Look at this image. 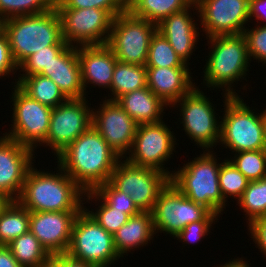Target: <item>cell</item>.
<instances>
[{"instance_id":"c3c4849f","label":"cell","mask_w":266,"mask_h":267,"mask_svg":"<svg viewBox=\"0 0 266 267\" xmlns=\"http://www.w3.org/2000/svg\"><path fill=\"white\" fill-rule=\"evenodd\" d=\"M13 200L6 194L0 192V214L9 206Z\"/></svg>"},{"instance_id":"2e32d148","label":"cell","mask_w":266,"mask_h":267,"mask_svg":"<svg viewBox=\"0 0 266 267\" xmlns=\"http://www.w3.org/2000/svg\"><path fill=\"white\" fill-rule=\"evenodd\" d=\"M198 17L206 38L244 33L249 21V0H203Z\"/></svg>"},{"instance_id":"8fae6325","label":"cell","mask_w":266,"mask_h":267,"mask_svg":"<svg viewBox=\"0 0 266 267\" xmlns=\"http://www.w3.org/2000/svg\"><path fill=\"white\" fill-rule=\"evenodd\" d=\"M180 108L181 124L186 135L202 149L212 150L214 145L220 141L221 122L217 121L218 115L202 90L194 87L188 94L184 95L173 106ZM216 114V115H215ZM211 148V149H209Z\"/></svg>"},{"instance_id":"9a60e30c","label":"cell","mask_w":266,"mask_h":267,"mask_svg":"<svg viewBox=\"0 0 266 267\" xmlns=\"http://www.w3.org/2000/svg\"><path fill=\"white\" fill-rule=\"evenodd\" d=\"M87 104L86 97L68 99L52 109L46 145L56 157L92 126L93 109Z\"/></svg>"},{"instance_id":"ee69618b","label":"cell","mask_w":266,"mask_h":267,"mask_svg":"<svg viewBox=\"0 0 266 267\" xmlns=\"http://www.w3.org/2000/svg\"><path fill=\"white\" fill-rule=\"evenodd\" d=\"M253 17L266 22V0H249V20Z\"/></svg>"},{"instance_id":"ac0fdd59","label":"cell","mask_w":266,"mask_h":267,"mask_svg":"<svg viewBox=\"0 0 266 267\" xmlns=\"http://www.w3.org/2000/svg\"><path fill=\"white\" fill-rule=\"evenodd\" d=\"M79 212H30L29 230L51 256L66 254Z\"/></svg>"},{"instance_id":"8992f818","label":"cell","mask_w":266,"mask_h":267,"mask_svg":"<svg viewBox=\"0 0 266 267\" xmlns=\"http://www.w3.org/2000/svg\"><path fill=\"white\" fill-rule=\"evenodd\" d=\"M224 115L220 127L219 143L238 153L266 149L264 119L262 113L244 103L240 96H229L224 93Z\"/></svg>"},{"instance_id":"277c9868","label":"cell","mask_w":266,"mask_h":267,"mask_svg":"<svg viewBox=\"0 0 266 267\" xmlns=\"http://www.w3.org/2000/svg\"><path fill=\"white\" fill-rule=\"evenodd\" d=\"M207 39L212 47L204 65V83L213 90L215 87L224 88L225 94L231 97L240 96L232 86L234 82L244 79L249 71L250 60L244 34L217 35Z\"/></svg>"},{"instance_id":"5bb4252c","label":"cell","mask_w":266,"mask_h":267,"mask_svg":"<svg viewBox=\"0 0 266 267\" xmlns=\"http://www.w3.org/2000/svg\"><path fill=\"white\" fill-rule=\"evenodd\" d=\"M210 211L185 197L171 182L159 193L151 211L155 233L176 236L184 226L202 220Z\"/></svg>"},{"instance_id":"5b68a950","label":"cell","mask_w":266,"mask_h":267,"mask_svg":"<svg viewBox=\"0 0 266 267\" xmlns=\"http://www.w3.org/2000/svg\"><path fill=\"white\" fill-rule=\"evenodd\" d=\"M214 155L212 150H206V152L204 150L200 156L184 164L183 168L172 171L170 182L185 197L219 216L227 205L219 188V171L222 162H216V155Z\"/></svg>"},{"instance_id":"7402d4cb","label":"cell","mask_w":266,"mask_h":267,"mask_svg":"<svg viewBox=\"0 0 266 267\" xmlns=\"http://www.w3.org/2000/svg\"><path fill=\"white\" fill-rule=\"evenodd\" d=\"M39 74L50 78L68 99L86 96L76 46L67 45Z\"/></svg>"},{"instance_id":"836d02e7","label":"cell","mask_w":266,"mask_h":267,"mask_svg":"<svg viewBox=\"0 0 266 267\" xmlns=\"http://www.w3.org/2000/svg\"><path fill=\"white\" fill-rule=\"evenodd\" d=\"M249 182L229 159H224L220 165L219 188L225 202H227L228 197L239 200Z\"/></svg>"},{"instance_id":"6da1fadb","label":"cell","mask_w":266,"mask_h":267,"mask_svg":"<svg viewBox=\"0 0 266 267\" xmlns=\"http://www.w3.org/2000/svg\"><path fill=\"white\" fill-rule=\"evenodd\" d=\"M57 160L67 175L87 192L108 182L122 159L91 126L63 150Z\"/></svg>"},{"instance_id":"d590c367","label":"cell","mask_w":266,"mask_h":267,"mask_svg":"<svg viewBox=\"0 0 266 267\" xmlns=\"http://www.w3.org/2000/svg\"><path fill=\"white\" fill-rule=\"evenodd\" d=\"M55 8V0H0V17L7 19L34 15Z\"/></svg>"},{"instance_id":"cb8c5ba5","label":"cell","mask_w":266,"mask_h":267,"mask_svg":"<svg viewBox=\"0 0 266 267\" xmlns=\"http://www.w3.org/2000/svg\"><path fill=\"white\" fill-rule=\"evenodd\" d=\"M116 102L138 125L162 121L164 107L167 108V104L147 86L120 96Z\"/></svg>"},{"instance_id":"7a4b0ae2","label":"cell","mask_w":266,"mask_h":267,"mask_svg":"<svg viewBox=\"0 0 266 267\" xmlns=\"http://www.w3.org/2000/svg\"><path fill=\"white\" fill-rule=\"evenodd\" d=\"M58 173L32 166L17 201L29 212L81 211L85 191L57 164ZM83 205V206H82Z\"/></svg>"},{"instance_id":"7dc6e473","label":"cell","mask_w":266,"mask_h":267,"mask_svg":"<svg viewBox=\"0 0 266 267\" xmlns=\"http://www.w3.org/2000/svg\"><path fill=\"white\" fill-rule=\"evenodd\" d=\"M242 259V260H241ZM219 267H250L248 262L245 260L243 261V258L233 259L232 261L226 262L224 265H220Z\"/></svg>"},{"instance_id":"681fc988","label":"cell","mask_w":266,"mask_h":267,"mask_svg":"<svg viewBox=\"0 0 266 267\" xmlns=\"http://www.w3.org/2000/svg\"><path fill=\"white\" fill-rule=\"evenodd\" d=\"M69 267H99L89 263H84L69 257Z\"/></svg>"},{"instance_id":"ffe728a7","label":"cell","mask_w":266,"mask_h":267,"mask_svg":"<svg viewBox=\"0 0 266 267\" xmlns=\"http://www.w3.org/2000/svg\"><path fill=\"white\" fill-rule=\"evenodd\" d=\"M194 8V9H192ZM190 9V10H189ZM191 9L198 10L197 6L189 5L181 11L166 17L157 25V32L166 38L181 60L189 65V58L197 45L199 27L190 15Z\"/></svg>"},{"instance_id":"60d3db41","label":"cell","mask_w":266,"mask_h":267,"mask_svg":"<svg viewBox=\"0 0 266 267\" xmlns=\"http://www.w3.org/2000/svg\"><path fill=\"white\" fill-rule=\"evenodd\" d=\"M244 36L247 41L248 56L261 63L266 64V25L258 26L252 29H245Z\"/></svg>"},{"instance_id":"9c48e42d","label":"cell","mask_w":266,"mask_h":267,"mask_svg":"<svg viewBox=\"0 0 266 267\" xmlns=\"http://www.w3.org/2000/svg\"><path fill=\"white\" fill-rule=\"evenodd\" d=\"M14 87L10 98L13 101L12 129L3 135L35 150L39 144H46L52 108L30 98L17 85Z\"/></svg>"},{"instance_id":"44dd1931","label":"cell","mask_w":266,"mask_h":267,"mask_svg":"<svg viewBox=\"0 0 266 267\" xmlns=\"http://www.w3.org/2000/svg\"><path fill=\"white\" fill-rule=\"evenodd\" d=\"M77 54L85 94L89 83L110 90L117 62L112 50L106 44L78 46Z\"/></svg>"},{"instance_id":"30bf717a","label":"cell","mask_w":266,"mask_h":267,"mask_svg":"<svg viewBox=\"0 0 266 267\" xmlns=\"http://www.w3.org/2000/svg\"><path fill=\"white\" fill-rule=\"evenodd\" d=\"M109 182L117 190L130 195L140 211L151 212L159 193L170 182V178L158 170L135 166L126 160H120Z\"/></svg>"},{"instance_id":"f35d334b","label":"cell","mask_w":266,"mask_h":267,"mask_svg":"<svg viewBox=\"0 0 266 267\" xmlns=\"http://www.w3.org/2000/svg\"><path fill=\"white\" fill-rule=\"evenodd\" d=\"M66 46H48L39 52L30 55L19 66L18 69L23 74L20 77H28L31 75L39 74L44 68L49 65ZM25 73V74H24Z\"/></svg>"},{"instance_id":"ba28073f","label":"cell","mask_w":266,"mask_h":267,"mask_svg":"<svg viewBox=\"0 0 266 267\" xmlns=\"http://www.w3.org/2000/svg\"><path fill=\"white\" fill-rule=\"evenodd\" d=\"M156 31V24L126 11L113 19L106 45L112 50L117 61L146 65L150 41Z\"/></svg>"},{"instance_id":"7bdbcfd3","label":"cell","mask_w":266,"mask_h":267,"mask_svg":"<svg viewBox=\"0 0 266 267\" xmlns=\"http://www.w3.org/2000/svg\"><path fill=\"white\" fill-rule=\"evenodd\" d=\"M248 227L252 240L266 256V216L255 219L248 224Z\"/></svg>"},{"instance_id":"4316f807","label":"cell","mask_w":266,"mask_h":267,"mask_svg":"<svg viewBox=\"0 0 266 267\" xmlns=\"http://www.w3.org/2000/svg\"><path fill=\"white\" fill-rule=\"evenodd\" d=\"M147 86L145 65L116 62L110 87L113 95L109 100L116 101L120 96Z\"/></svg>"},{"instance_id":"f5cc1de1","label":"cell","mask_w":266,"mask_h":267,"mask_svg":"<svg viewBox=\"0 0 266 267\" xmlns=\"http://www.w3.org/2000/svg\"><path fill=\"white\" fill-rule=\"evenodd\" d=\"M4 20L0 17V33L3 31Z\"/></svg>"},{"instance_id":"484cf974","label":"cell","mask_w":266,"mask_h":267,"mask_svg":"<svg viewBox=\"0 0 266 267\" xmlns=\"http://www.w3.org/2000/svg\"><path fill=\"white\" fill-rule=\"evenodd\" d=\"M15 84L30 98L52 109L68 100L59 86L40 74L18 77Z\"/></svg>"},{"instance_id":"603a6c76","label":"cell","mask_w":266,"mask_h":267,"mask_svg":"<svg viewBox=\"0 0 266 267\" xmlns=\"http://www.w3.org/2000/svg\"><path fill=\"white\" fill-rule=\"evenodd\" d=\"M146 71L147 87L169 107L195 87L188 67H146Z\"/></svg>"},{"instance_id":"e0dca14e","label":"cell","mask_w":266,"mask_h":267,"mask_svg":"<svg viewBox=\"0 0 266 267\" xmlns=\"http://www.w3.org/2000/svg\"><path fill=\"white\" fill-rule=\"evenodd\" d=\"M102 103L92 111V126L123 159L129 154L138 124L116 101L105 99Z\"/></svg>"},{"instance_id":"816d5d0a","label":"cell","mask_w":266,"mask_h":267,"mask_svg":"<svg viewBox=\"0 0 266 267\" xmlns=\"http://www.w3.org/2000/svg\"><path fill=\"white\" fill-rule=\"evenodd\" d=\"M262 116H263V119H264V133H265V144H266V109L263 110L262 112Z\"/></svg>"},{"instance_id":"d4e9b609","label":"cell","mask_w":266,"mask_h":267,"mask_svg":"<svg viewBox=\"0 0 266 267\" xmlns=\"http://www.w3.org/2000/svg\"><path fill=\"white\" fill-rule=\"evenodd\" d=\"M156 235L152 213L140 211L138 214L130 216L128 221L122 225L114 234V246L120 257L125 253L148 244V241Z\"/></svg>"},{"instance_id":"4fadbf2b","label":"cell","mask_w":266,"mask_h":267,"mask_svg":"<svg viewBox=\"0 0 266 267\" xmlns=\"http://www.w3.org/2000/svg\"><path fill=\"white\" fill-rule=\"evenodd\" d=\"M56 11L61 21L62 37L67 45L78 47L107 43L114 19L107 10L87 8Z\"/></svg>"},{"instance_id":"74e56055","label":"cell","mask_w":266,"mask_h":267,"mask_svg":"<svg viewBox=\"0 0 266 267\" xmlns=\"http://www.w3.org/2000/svg\"><path fill=\"white\" fill-rule=\"evenodd\" d=\"M111 208L124 210L129 216L140 212L130 195L117 190L109 181L94 190Z\"/></svg>"},{"instance_id":"1f68e13d","label":"cell","mask_w":266,"mask_h":267,"mask_svg":"<svg viewBox=\"0 0 266 267\" xmlns=\"http://www.w3.org/2000/svg\"><path fill=\"white\" fill-rule=\"evenodd\" d=\"M146 67H188L160 33L152 36Z\"/></svg>"},{"instance_id":"ab89813d","label":"cell","mask_w":266,"mask_h":267,"mask_svg":"<svg viewBox=\"0 0 266 267\" xmlns=\"http://www.w3.org/2000/svg\"><path fill=\"white\" fill-rule=\"evenodd\" d=\"M215 220H218V215L209 212L202 220L192 222L187 226H184L183 229L174 237L178 238L177 240H180V242L182 241L186 244H189V242H198L202 239V237L204 239L205 235L208 236V233H210L209 229L211 228L212 223H215Z\"/></svg>"},{"instance_id":"3957f363","label":"cell","mask_w":266,"mask_h":267,"mask_svg":"<svg viewBox=\"0 0 266 267\" xmlns=\"http://www.w3.org/2000/svg\"><path fill=\"white\" fill-rule=\"evenodd\" d=\"M12 58L19 66L30 55L48 46H67L55 8L34 15L18 16L3 23Z\"/></svg>"},{"instance_id":"f6af8a7d","label":"cell","mask_w":266,"mask_h":267,"mask_svg":"<svg viewBox=\"0 0 266 267\" xmlns=\"http://www.w3.org/2000/svg\"><path fill=\"white\" fill-rule=\"evenodd\" d=\"M0 267H22L7 246H0Z\"/></svg>"},{"instance_id":"7c38bea8","label":"cell","mask_w":266,"mask_h":267,"mask_svg":"<svg viewBox=\"0 0 266 267\" xmlns=\"http://www.w3.org/2000/svg\"><path fill=\"white\" fill-rule=\"evenodd\" d=\"M168 127L164 120L138 125L126 161L135 166L158 170L171 178L172 173L164 169V163L174 154L177 142L174 133Z\"/></svg>"},{"instance_id":"f546056e","label":"cell","mask_w":266,"mask_h":267,"mask_svg":"<svg viewBox=\"0 0 266 267\" xmlns=\"http://www.w3.org/2000/svg\"><path fill=\"white\" fill-rule=\"evenodd\" d=\"M30 212L17 200L0 214V246H8L14 239L29 231Z\"/></svg>"},{"instance_id":"d6986e66","label":"cell","mask_w":266,"mask_h":267,"mask_svg":"<svg viewBox=\"0 0 266 267\" xmlns=\"http://www.w3.org/2000/svg\"><path fill=\"white\" fill-rule=\"evenodd\" d=\"M34 150L7 136L0 137V192L16 201L35 161ZM34 159V160H32Z\"/></svg>"},{"instance_id":"f907efd6","label":"cell","mask_w":266,"mask_h":267,"mask_svg":"<svg viewBox=\"0 0 266 267\" xmlns=\"http://www.w3.org/2000/svg\"><path fill=\"white\" fill-rule=\"evenodd\" d=\"M189 5L198 6L203 0H185Z\"/></svg>"},{"instance_id":"d6a6232c","label":"cell","mask_w":266,"mask_h":267,"mask_svg":"<svg viewBox=\"0 0 266 267\" xmlns=\"http://www.w3.org/2000/svg\"><path fill=\"white\" fill-rule=\"evenodd\" d=\"M84 199L92 202V200L101 202L99 204L96 212L84 208L107 232L114 234L122 225H124L128 219L129 215L124 212V210H119L116 208H111L94 190L87 191L84 194ZM87 197V198H85ZM98 199V200H97ZM101 205V206H100Z\"/></svg>"},{"instance_id":"bcb514c9","label":"cell","mask_w":266,"mask_h":267,"mask_svg":"<svg viewBox=\"0 0 266 267\" xmlns=\"http://www.w3.org/2000/svg\"><path fill=\"white\" fill-rule=\"evenodd\" d=\"M43 267H69V256L67 254L52 256L51 261Z\"/></svg>"},{"instance_id":"4dcf8cb0","label":"cell","mask_w":266,"mask_h":267,"mask_svg":"<svg viewBox=\"0 0 266 267\" xmlns=\"http://www.w3.org/2000/svg\"><path fill=\"white\" fill-rule=\"evenodd\" d=\"M237 203L246 212L247 223L266 216V178L250 181Z\"/></svg>"},{"instance_id":"f1b7e54d","label":"cell","mask_w":266,"mask_h":267,"mask_svg":"<svg viewBox=\"0 0 266 267\" xmlns=\"http://www.w3.org/2000/svg\"><path fill=\"white\" fill-rule=\"evenodd\" d=\"M7 247L22 267H43L52 259L30 230L14 239Z\"/></svg>"},{"instance_id":"e575fe53","label":"cell","mask_w":266,"mask_h":267,"mask_svg":"<svg viewBox=\"0 0 266 267\" xmlns=\"http://www.w3.org/2000/svg\"><path fill=\"white\" fill-rule=\"evenodd\" d=\"M230 161L249 181L266 178V149L241 151Z\"/></svg>"},{"instance_id":"83f0119b","label":"cell","mask_w":266,"mask_h":267,"mask_svg":"<svg viewBox=\"0 0 266 267\" xmlns=\"http://www.w3.org/2000/svg\"><path fill=\"white\" fill-rule=\"evenodd\" d=\"M188 6L185 0H127V11L130 14L156 25Z\"/></svg>"},{"instance_id":"b9f144b4","label":"cell","mask_w":266,"mask_h":267,"mask_svg":"<svg viewBox=\"0 0 266 267\" xmlns=\"http://www.w3.org/2000/svg\"><path fill=\"white\" fill-rule=\"evenodd\" d=\"M18 70V66L14 62L9 46V41L6 33H0V77Z\"/></svg>"},{"instance_id":"52a82bcc","label":"cell","mask_w":266,"mask_h":267,"mask_svg":"<svg viewBox=\"0 0 266 267\" xmlns=\"http://www.w3.org/2000/svg\"><path fill=\"white\" fill-rule=\"evenodd\" d=\"M66 254L72 259L99 267H109L120 258L113 234L107 232L84 208L75 219Z\"/></svg>"},{"instance_id":"8d00e7d4","label":"cell","mask_w":266,"mask_h":267,"mask_svg":"<svg viewBox=\"0 0 266 267\" xmlns=\"http://www.w3.org/2000/svg\"><path fill=\"white\" fill-rule=\"evenodd\" d=\"M107 10L114 18L127 11V0H55V9Z\"/></svg>"}]
</instances>
